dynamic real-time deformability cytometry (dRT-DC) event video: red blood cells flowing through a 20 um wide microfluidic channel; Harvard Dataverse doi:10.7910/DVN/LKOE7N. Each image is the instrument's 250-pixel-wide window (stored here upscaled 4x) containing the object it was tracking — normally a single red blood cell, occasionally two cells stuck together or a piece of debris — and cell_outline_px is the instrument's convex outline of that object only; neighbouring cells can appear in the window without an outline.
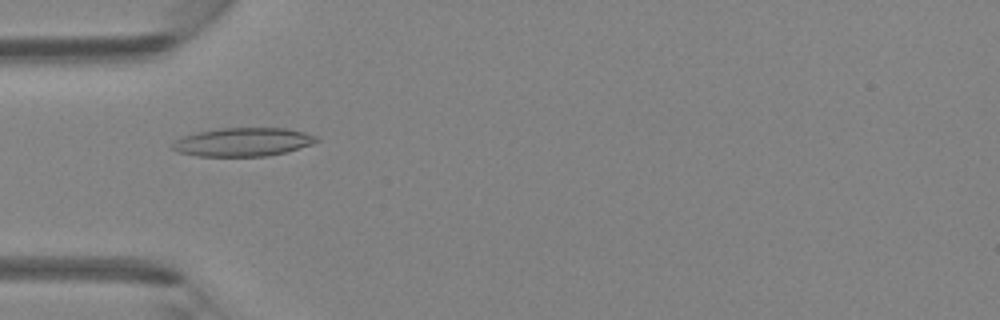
{"species": "Egyptian fruit bat (a non-hibernating species)", "species_latin": "Rousettus aegyptiacus", "temperature_condition": "room temperature", "stored_images_in_passage": 43, "camera_frame_rate_fps": 3000, "um_per_image_px": 0.085, "animal": {"sex": "female"}, "frame": {"image": 1, "passage_image": 12, "time_ms": 3.667, "image_size_px": [1000, 320], "cell_outline_px": [[320, 140], [312, 144], [284, 152], [268, 156], [196, 156], [176, 152], [172, 148], [172, 144], [176, 140], [184, 136], [196, 132], [220, 128], [284, 128], [304, 132], [316, 136]], "centroid_in_image_um": [20.63, 12.07], "position_along_channel_um": 64.4, "area_um2": 23.87}}
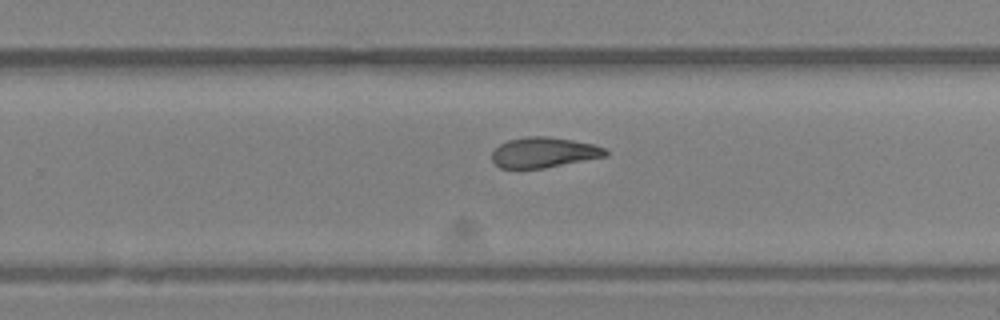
{"frame": {"image": 2, "passage_image": 27, "time_ms": 8.667, "image_size_px": [1000, 320], "cell_outline_px": [[608, 156], [544, 168], [500, 168], [492, 160], [492, 152], [500, 144], [508, 140], [528, 136], [548, 136], [572, 140], [592, 144], [604, 148], [608, 152]], "centroid_in_image_um": [46.23, 12.96], "position_along_channel_um": 283.6, "area_um2": 20.0}}
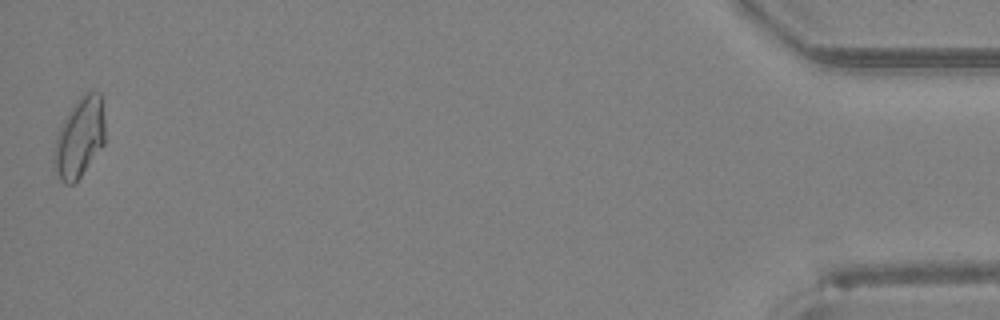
{"frame": {"image": 3, "passage_image": 43, "time_ms": 14.0, "image_size_px": [1000, 320], "cell_outline_px": [[104, 144], [80, 176], [72, 184], [64, 184], [60, 180], [52, 164], [52, 156], [56, 136], [68, 112], [76, 100], [84, 92], [100, 92], [104, 116]], "centroid_in_image_um": [6.73, 11.7], "position_along_channel_um": 428.5, "area_um2": 23.7}}